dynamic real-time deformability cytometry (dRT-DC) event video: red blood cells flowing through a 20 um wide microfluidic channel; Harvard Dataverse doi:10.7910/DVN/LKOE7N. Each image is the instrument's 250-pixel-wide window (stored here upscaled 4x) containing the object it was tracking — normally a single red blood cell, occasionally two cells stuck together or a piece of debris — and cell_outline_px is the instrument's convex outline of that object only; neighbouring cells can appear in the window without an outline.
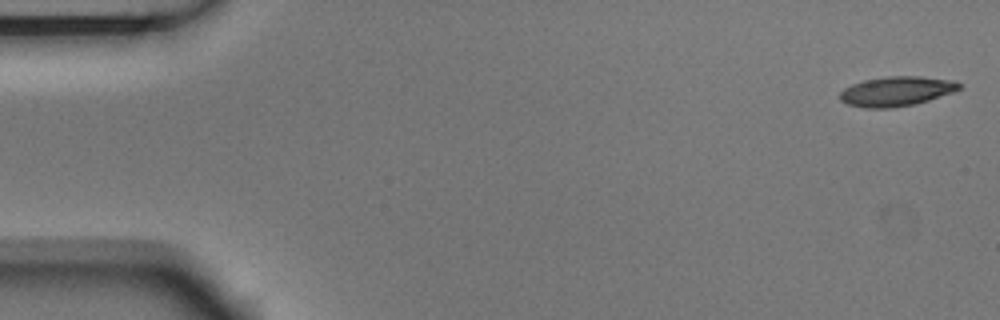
{"species": "Egyptian fruit bat (a non-hibernating species)", "species_latin": "Rousettus aegyptiacus", "temperature_condition": "room temperature", "stored_images_in_passage": 53, "camera_frame_rate_fps": 3000, "um_per_image_px": 0.085, "animal": {"sex": "male"}, "frame": {"image": 1, "passage_image": 1, "time_ms": 0.0, "image_size_px": [1000, 320], "cell_outline_px": [[960, 88], [952, 92], [916, 104], [892, 108], [864, 108], [848, 104], [840, 100], [840, 92], [844, 88], [852, 84], [864, 80], [888, 76], [920, 76], [952, 80], [960, 84]], "centroid_in_image_um": [76.16, 7.76], "position_along_channel_um": 8.8, "area_um2": 20.52}}
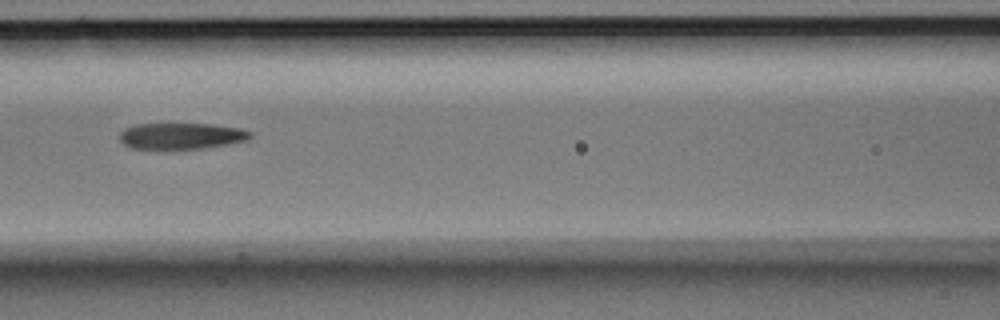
{"frame": {"image": 2, "passage_image": 23, "time_ms": 7.333, "image_size_px": [1000, 320], "cell_outline_px": [[252, 136], [248, 140], [232, 144], [200, 148], [132, 148], [124, 144], [120, 140], [120, 132], [124, 128], [136, 124], [212, 124], [240, 128], [252, 132]], "centroid_in_image_um": [15.45, 11.54], "position_along_channel_um": 151.1, "area_um2": 19.88}}
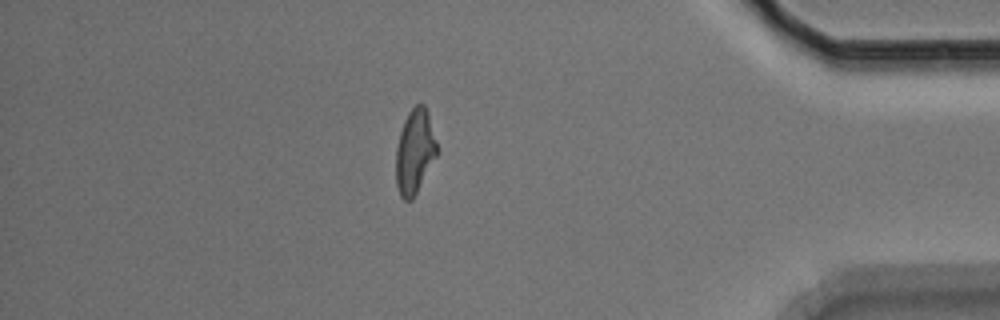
{"frame": {"image": 3, "passage_image": 46, "time_ms": 15.0, "image_size_px": [1000, 320], "cell_outline_px": [[440, 152], [412, 200], [404, 200], [400, 196], [396, 184], [396, 148], [400, 132], [404, 120], [408, 112], [416, 104], [424, 104], [428, 112], [440, 148]], "centroid_in_image_um": [35.29, 12.87], "position_along_channel_um": 399.9, "area_um2": 20.69}, "authors_computed_cell_mechanics": {"area_um2": 20.8658, "velocity_mm_per_s": 3.7375, "shape_relaxation_time_tau1_ms": null, "shape_relaxation_time_tau2_ms": 4.0077, "deformation_change_tau1": null, "deformation_change_tau2": 0.1484}}